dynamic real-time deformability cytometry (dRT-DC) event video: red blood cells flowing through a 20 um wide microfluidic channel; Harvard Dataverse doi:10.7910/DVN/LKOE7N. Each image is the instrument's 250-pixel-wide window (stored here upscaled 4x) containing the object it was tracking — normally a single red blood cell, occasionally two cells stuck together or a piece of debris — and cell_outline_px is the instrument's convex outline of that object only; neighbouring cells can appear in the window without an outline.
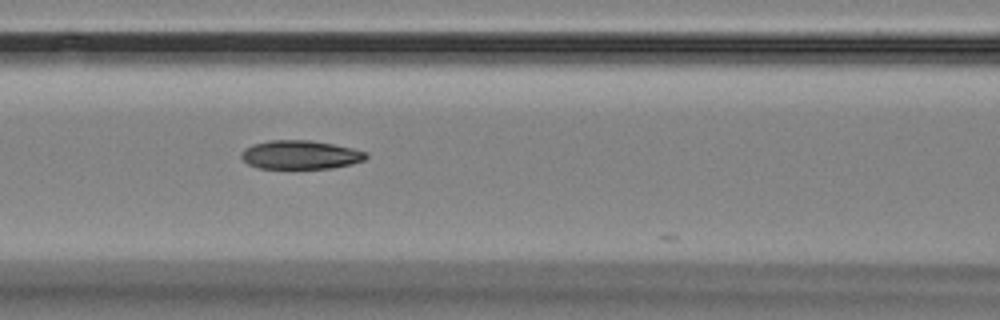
{"species": "Egyptian fruit bat (a non-hibernating species)", "species_latin": "Rousettus aegyptiacus", "temperature_condition": "room temperature", "stored_images_in_passage": 9, "camera_frame_rate_fps": 3000, "um_per_image_px": 0.085, "animal": {"sex": "female"}, "frame": {"image": 1, "passage_image": 7, "time_ms": 7.667, "image_size_px": [1000, 320], "cell_outline_px": [[368, 156], [364, 160], [352, 164], [332, 168], [256, 168], [248, 164], [240, 156], [240, 152], [244, 148], [252, 144], [268, 140], [308, 140], [332, 144], [352, 148], [368, 152]], "centroid_in_image_um": [25.51, 13.15], "position_along_channel_um": 141.1, "area_um2": 20.98}}